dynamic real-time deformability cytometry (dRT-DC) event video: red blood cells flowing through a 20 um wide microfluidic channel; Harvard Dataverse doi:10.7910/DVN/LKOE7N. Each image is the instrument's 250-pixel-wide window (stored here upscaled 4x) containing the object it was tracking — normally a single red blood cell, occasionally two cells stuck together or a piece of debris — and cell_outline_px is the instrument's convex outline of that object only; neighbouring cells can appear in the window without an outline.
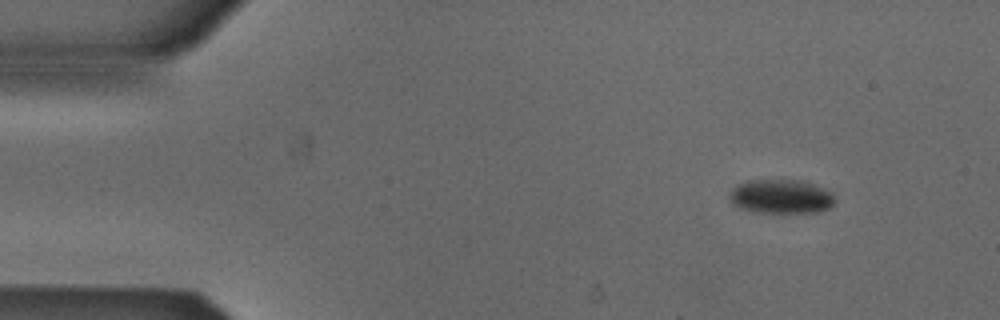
{"species": "Egyptian fruit bat (a non-hibernating species)", "species_latin": "Rousettus aegyptiacus", "temperature_condition": "cold", "stored_images_in_passage": 7, "camera_frame_rate_fps": 3000, "um_per_image_px": 0.085, "animal": {"sex": "male"}, "frame": {"image": 1, "passage_image": 1, "time_ms": 0.0, "image_size_px": [1000, 320], "cell_outline_px": [[836, 204], [828, 208], [816, 212], [752, 212], [740, 208], [732, 204], [728, 200], [728, 192], [736, 184], [748, 180], [800, 180], [812, 184], [832, 192], [836, 200]], "centroid_in_image_um": [66.34, 16.7], "position_along_channel_um": 18.7, "area_um2": 21.21}}